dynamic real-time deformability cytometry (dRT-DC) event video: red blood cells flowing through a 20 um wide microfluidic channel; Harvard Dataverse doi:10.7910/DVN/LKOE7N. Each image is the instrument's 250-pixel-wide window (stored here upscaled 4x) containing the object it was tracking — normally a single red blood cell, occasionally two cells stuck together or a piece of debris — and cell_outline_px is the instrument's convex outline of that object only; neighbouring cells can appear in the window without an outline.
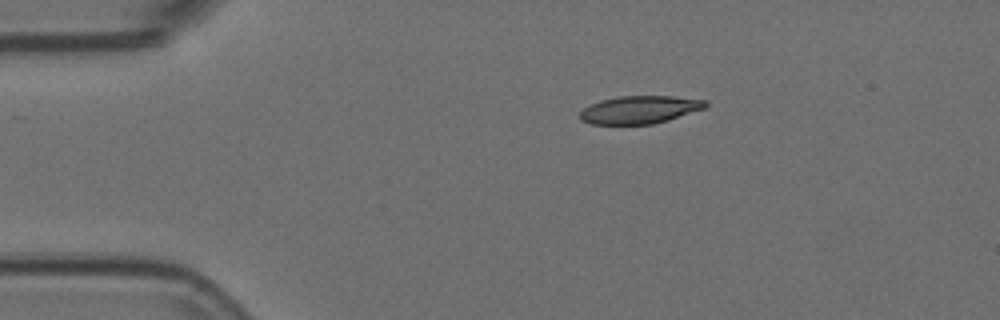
{"species": "Egyptian fruit bat (a non-hibernating species)", "species_latin": "Rousettus aegyptiacus", "temperature_condition": "room temperature", "stored_images_in_passage": 2, "camera_frame_rate_fps": 3000, "um_per_image_px": 0.085, "animal": {"sex": "female"}, "frame": {"image": 1, "passage_image": 1, "time_ms": 0.0, "image_size_px": [1000, 320], "cell_outline_px": [[708, 104], [704, 108], [668, 120], [652, 124], [592, 124], [580, 120], [580, 112], [584, 108], [600, 100], [620, 96], [672, 96], [708, 100]], "centroid_in_image_um": [54.38, 9.32], "position_along_channel_um": 30.6, "area_um2": 20.23}}